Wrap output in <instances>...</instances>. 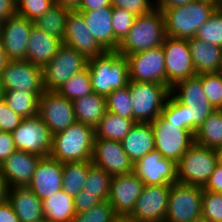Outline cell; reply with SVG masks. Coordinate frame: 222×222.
Wrapping results in <instances>:
<instances>
[{
	"instance_id": "27",
	"label": "cell",
	"mask_w": 222,
	"mask_h": 222,
	"mask_svg": "<svg viewBox=\"0 0 222 222\" xmlns=\"http://www.w3.org/2000/svg\"><path fill=\"white\" fill-rule=\"evenodd\" d=\"M129 160L134 164L155 149L154 132L150 122H136L121 141Z\"/></svg>"
},
{
	"instance_id": "34",
	"label": "cell",
	"mask_w": 222,
	"mask_h": 222,
	"mask_svg": "<svg viewBox=\"0 0 222 222\" xmlns=\"http://www.w3.org/2000/svg\"><path fill=\"white\" fill-rule=\"evenodd\" d=\"M70 11L61 5L54 4L45 14L33 21L34 26L63 41Z\"/></svg>"
},
{
	"instance_id": "17",
	"label": "cell",
	"mask_w": 222,
	"mask_h": 222,
	"mask_svg": "<svg viewBox=\"0 0 222 222\" xmlns=\"http://www.w3.org/2000/svg\"><path fill=\"white\" fill-rule=\"evenodd\" d=\"M143 187L144 183L134 172L112 176L107 201L121 219L132 213Z\"/></svg>"
},
{
	"instance_id": "39",
	"label": "cell",
	"mask_w": 222,
	"mask_h": 222,
	"mask_svg": "<svg viewBox=\"0 0 222 222\" xmlns=\"http://www.w3.org/2000/svg\"><path fill=\"white\" fill-rule=\"evenodd\" d=\"M194 38L222 48V8L213 12L209 19L198 29Z\"/></svg>"
},
{
	"instance_id": "50",
	"label": "cell",
	"mask_w": 222,
	"mask_h": 222,
	"mask_svg": "<svg viewBox=\"0 0 222 222\" xmlns=\"http://www.w3.org/2000/svg\"><path fill=\"white\" fill-rule=\"evenodd\" d=\"M203 189L222 194V166L218 163L216 164L213 173L209 177Z\"/></svg>"
},
{
	"instance_id": "5",
	"label": "cell",
	"mask_w": 222,
	"mask_h": 222,
	"mask_svg": "<svg viewBox=\"0 0 222 222\" xmlns=\"http://www.w3.org/2000/svg\"><path fill=\"white\" fill-rule=\"evenodd\" d=\"M217 8L209 3L193 1L184 6L162 11L166 36L172 38H194L198 29Z\"/></svg>"
},
{
	"instance_id": "46",
	"label": "cell",
	"mask_w": 222,
	"mask_h": 222,
	"mask_svg": "<svg viewBox=\"0 0 222 222\" xmlns=\"http://www.w3.org/2000/svg\"><path fill=\"white\" fill-rule=\"evenodd\" d=\"M154 0H111L112 7H119L134 15H145L150 13L154 6Z\"/></svg>"
},
{
	"instance_id": "20",
	"label": "cell",
	"mask_w": 222,
	"mask_h": 222,
	"mask_svg": "<svg viewBox=\"0 0 222 222\" xmlns=\"http://www.w3.org/2000/svg\"><path fill=\"white\" fill-rule=\"evenodd\" d=\"M91 162L111 176L133 172V163L120 141L94 138Z\"/></svg>"
},
{
	"instance_id": "10",
	"label": "cell",
	"mask_w": 222,
	"mask_h": 222,
	"mask_svg": "<svg viewBox=\"0 0 222 222\" xmlns=\"http://www.w3.org/2000/svg\"><path fill=\"white\" fill-rule=\"evenodd\" d=\"M203 187L171 184L165 222H193L201 219Z\"/></svg>"
},
{
	"instance_id": "21",
	"label": "cell",
	"mask_w": 222,
	"mask_h": 222,
	"mask_svg": "<svg viewBox=\"0 0 222 222\" xmlns=\"http://www.w3.org/2000/svg\"><path fill=\"white\" fill-rule=\"evenodd\" d=\"M62 43L74 48L87 59L103 55L106 52L89 31L83 15L76 10L69 12Z\"/></svg>"
},
{
	"instance_id": "33",
	"label": "cell",
	"mask_w": 222,
	"mask_h": 222,
	"mask_svg": "<svg viewBox=\"0 0 222 222\" xmlns=\"http://www.w3.org/2000/svg\"><path fill=\"white\" fill-rule=\"evenodd\" d=\"M91 161L63 163L62 190L72 198L84 188Z\"/></svg>"
},
{
	"instance_id": "37",
	"label": "cell",
	"mask_w": 222,
	"mask_h": 222,
	"mask_svg": "<svg viewBox=\"0 0 222 222\" xmlns=\"http://www.w3.org/2000/svg\"><path fill=\"white\" fill-rule=\"evenodd\" d=\"M57 92L71 101L92 94L93 89L88 67L70 77Z\"/></svg>"
},
{
	"instance_id": "28",
	"label": "cell",
	"mask_w": 222,
	"mask_h": 222,
	"mask_svg": "<svg viewBox=\"0 0 222 222\" xmlns=\"http://www.w3.org/2000/svg\"><path fill=\"white\" fill-rule=\"evenodd\" d=\"M188 44L197 74L219 71L221 47L196 38H189Z\"/></svg>"
},
{
	"instance_id": "55",
	"label": "cell",
	"mask_w": 222,
	"mask_h": 222,
	"mask_svg": "<svg viewBox=\"0 0 222 222\" xmlns=\"http://www.w3.org/2000/svg\"><path fill=\"white\" fill-rule=\"evenodd\" d=\"M81 0H55V4L61 5L71 11L77 10Z\"/></svg>"
},
{
	"instance_id": "9",
	"label": "cell",
	"mask_w": 222,
	"mask_h": 222,
	"mask_svg": "<svg viewBox=\"0 0 222 222\" xmlns=\"http://www.w3.org/2000/svg\"><path fill=\"white\" fill-rule=\"evenodd\" d=\"M88 59L62 43L55 56L43 68V85L47 91H58L75 73L87 68Z\"/></svg>"
},
{
	"instance_id": "54",
	"label": "cell",
	"mask_w": 222,
	"mask_h": 222,
	"mask_svg": "<svg viewBox=\"0 0 222 222\" xmlns=\"http://www.w3.org/2000/svg\"><path fill=\"white\" fill-rule=\"evenodd\" d=\"M193 1L194 0H154V6L162 12L165 9L184 6Z\"/></svg>"
},
{
	"instance_id": "11",
	"label": "cell",
	"mask_w": 222,
	"mask_h": 222,
	"mask_svg": "<svg viewBox=\"0 0 222 222\" xmlns=\"http://www.w3.org/2000/svg\"><path fill=\"white\" fill-rule=\"evenodd\" d=\"M17 150L49 157L52 149L53 135L41 117L22 118L20 125L12 132Z\"/></svg>"
},
{
	"instance_id": "43",
	"label": "cell",
	"mask_w": 222,
	"mask_h": 222,
	"mask_svg": "<svg viewBox=\"0 0 222 222\" xmlns=\"http://www.w3.org/2000/svg\"><path fill=\"white\" fill-rule=\"evenodd\" d=\"M201 219L222 222V194L203 189Z\"/></svg>"
},
{
	"instance_id": "1",
	"label": "cell",
	"mask_w": 222,
	"mask_h": 222,
	"mask_svg": "<svg viewBox=\"0 0 222 222\" xmlns=\"http://www.w3.org/2000/svg\"><path fill=\"white\" fill-rule=\"evenodd\" d=\"M87 67L96 94L106 97L129 83L127 58L117 51H106L103 55L88 59Z\"/></svg>"
},
{
	"instance_id": "57",
	"label": "cell",
	"mask_w": 222,
	"mask_h": 222,
	"mask_svg": "<svg viewBox=\"0 0 222 222\" xmlns=\"http://www.w3.org/2000/svg\"><path fill=\"white\" fill-rule=\"evenodd\" d=\"M7 61H8V59L6 57L5 50L3 47V41H2V38L0 35V76H1V73L6 65Z\"/></svg>"
},
{
	"instance_id": "40",
	"label": "cell",
	"mask_w": 222,
	"mask_h": 222,
	"mask_svg": "<svg viewBox=\"0 0 222 222\" xmlns=\"http://www.w3.org/2000/svg\"><path fill=\"white\" fill-rule=\"evenodd\" d=\"M120 220L109 202L103 201L87 212L75 214L70 222H119Z\"/></svg>"
},
{
	"instance_id": "24",
	"label": "cell",
	"mask_w": 222,
	"mask_h": 222,
	"mask_svg": "<svg viewBox=\"0 0 222 222\" xmlns=\"http://www.w3.org/2000/svg\"><path fill=\"white\" fill-rule=\"evenodd\" d=\"M7 200L20 222H45L43 202L28 186L8 187Z\"/></svg>"
},
{
	"instance_id": "7",
	"label": "cell",
	"mask_w": 222,
	"mask_h": 222,
	"mask_svg": "<svg viewBox=\"0 0 222 222\" xmlns=\"http://www.w3.org/2000/svg\"><path fill=\"white\" fill-rule=\"evenodd\" d=\"M217 163L216 150L194 143L177 163V182L204 187Z\"/></svg>"
},
{
	"instance_id": "51",
	"label": "cell",
	"mask_w": 222,
	"mask_h": 222,
	"mask_svg": "<svg viewBox=\"0 0 222 222\" xmlns=\"http://www.w3.org/2000/svg\"><path fill=\"white\" fill-rule=\"evenodd\" d=\"M0 222H20L8 200L0 203Z\"/></svg>"
},
{
	"instance_id": "30",
	"label": "cell",
	"mask_w": 222,
	"mask_h": 222,
	"mask_svg": "<svg viewBox=\"0 0 222 222\" xmlns=\"http://www.w3.org/2000/svg\"><path fill=\"white\" fill-rule=\"evenodd\" d=\"M42 202L45 222H70L75 215L74 198L62 189Z\"/></svg>"
},
{
	"instance_id": "47",
	"label": "cell",
	"mask_w": 222,
	"mask_h": 222,
	"mask_svg": "<svg viewBox=\"0 0 222 222\" xmlns=\"http://www.w3.org/2000/svg\"><path fill=\"white\" fill-rule=\"evenodd\" d=\"M22 117L15 113L6 102L0 100V127L1 131L13 132L21 123Z\"/></svg>"
},
{
	"instance_id": "41",
	"label": "cell",
	"mask_w": 222,
	"mask_h": 222,
	"mask_svg": "<svg viewBox=\"0 0 222 222\" xmlns=\"http://www.w3.org/2000/svg\"><path fill=\"white\" fill-rule=\"evenodd\" d=\"M136 15L119 7H113L112 26L114 32V51L132 28Z\"/></svg>"
},
{
	"instance_id": "48",
	"label": "cell",
	"mask_w": 222,
	"mask_h": 222,
	"mask_svg": "<svg viewBox=\"0 0 222 222\" xmlns=\"http://www.w3.org/2000/svg\"><path fill=\"white\" fill-rule=\"evenodd\" d=\"M75 202V214L84 213L96 206L101 201L95 196L90 195L84 189H82L74 198Z\"/></svg>"
},
{
	"instance_id": "6",
	"label": "cell",
	"mask_w": 222,
	"mask_h": 222,
	"mask_svg": "<svg viewBox=\"0 0 222 222\" xmlns=\"http://www.w3.org/2000/svg\"><path fill=\"white\" fill-rule=\"evenodd\" d=\"M133 117L135 122H152L170 97V88L164 84L129 81Z\"/></svg>"
},
{
	"instance_id": "22",
	"label": "cell",
	"mask_w": 222,
	"mask_h": 222,
	"mask_svg": "<svg viewBox=\"0 0 222 222\" xmlns=\"http://www.w3.org/2000/svg\"><path fill=\"white\" fill-rule=\"evenodd\" d=\"M63 163L49 157L39 160L28 187L43 201L62 189Z\"/></svg>"
},
{
	"instance_id": "63",
	"label": "cell",
	"mask_w": 222,
	"mask_h": 222,
	"mask_svg": "<svg viewBox=\"0 0 222 222\" xmlns=\"http://www.w3.org/2000/svg\"><path fill=\"white\" fill-rule=\"evenodd\" d=\"M119 222H129L126 219H121Z\"/></svg>"
},
{
	"instance_id": "23",
	"label": "cell",
	"mask_w": 222,
	"mask_h": 222,
	"mask_svg": "<svg viewBox=\"0 0 222 222\" xmlns=\"http://www.w3.org/2000/svg\"><path fill=\"white\" fill-rule=\"evenodd\" d=\"M41 157L16 150L1 165L0 174L8 187L28 186Z\"/></svg>"
},
{
	"instance_id": "32",
	"label": "cell",
	"mask_w": 222,
	"mask_h": 222,
	"mask_svg": "<svg viewBox=\"0 0 222 222\" xmlns=\"http://www.w3.org/2000/svg\"><path fill=\"white\" fill-rule=\"evenodd\" d=\"M195 143L210 149L222 148V111L215 109L195 132Z\"/></svg>"
},
{
	"instance_id": "29",
	"label": "cell",
	"mask_w": 222,
	"mask_h": 222,
	"mask_svg": "<svg viewBox=\"0 0 222 222\" xmlns=\"http://www.w3.org/2000/svg\"><path fill=\"white\" fill-rule=\"evenodd\" d=\"M72 102L76 121L94 129L107 112L106 97L94 92Z\"/></svg>"
},
{
	"instance_id": "14",
	"label": "cell",
	"mask_w": 222,
	"mask_h": 222,
	"mask_svg": "<svg viewBox=\"0 0 222 222\" xmlns=\"http://www.w3.org/2000/svg\"><path fill=\"white\" fill-rule=\"evenodd\" d=\"M3 91L23 90L42 94L43 70L25 60H8L0 76Z\"/></svg>"
},
{
	"instance_id": "56",
	"label": "cell",
	"mask_w": 222,
	"mask_h": 222,
	"mask_svg": "<svg viewBox=\"0 0 222 222\" xmlns=\"http://www.w3.org/2000/svg\"><path fill=\"white\" fill-rule=\"evenodd\" d=\"M8 197V185L5 179L0 174V203L7 200Z\"/></svg>"
},
{
	"instance_id": "45",
	"label": "cell",
	"mask_w": 222,
	"mask_h": 222,
	"mask_svg": "<svg viewBox=\"0 0 222 222\" xmlns=\"http://www.w3.org/2000/svg\"><path fill=\"white\" fill-rule=\"evenodd\" d=\"M161 116L168 123L179 125V128H190L186 124L183 108L171 96L166 100Z\"/></svg>"
},
{
	"instance_id": "49",
	"label": "cell",
	"mask_w": 222,
	"mask_h": 222,
	"mask_svg": "<svg viewBox=\"0 0 222 222\" xmlns=\"http://www.w3.org/2000/svg\"><path fill=\"white\" fill-rule=\"evenodd\" d=\"M16 150L12 133L0 131V165Z\"/></svg>"
},
{
	"instance_id": "31",
	"label": "cell",
	"mask_w": 222,
	"mask_h": 222,
	"mask_svg": "<svg viewBox=\"0 0 222 222\" xmlns=\"http://www.w3.org/2000/svg\"><path fill=\"white\" fill-rule=\"evenodd\" d=\"M136 122L107 111L95 128V138L122 141Z\"/></svg>"
},
{
	"instance_id": "42",
	"label": "cell",
	"mask_w": 222,
	"mask_h": 222,
	"mask_svg": "<svg viewBox=\"0 0 222 222\" xmlns=\"http://www.w3.org/2000/svg\"><path fill=\"white\" fill-rule=\"evenodd\" d=\"M202 88L215 109L222 106V74L220 72L202 73Z\"/></svg>"
},
{
	"instance_id": "26",
	"label": "cell",
	"mask_w": 222,
	"mask_h": 222,
	"mask_svg": "<svg viewBox=\"0 0 222 222\" xmlns=\"http://www.w3.org/2000/svg\"><path fill=\"white\" fill-rule=\"evenodd\" d=\"M62 41L32 26L25 61L43 68L57 53Z\"/></svg>"
},
{
	"instance_id": "4",
	"label": "cell",
	"mask_w": 222,
	"mask_h": 222,
	"mask_svg": "<svg viewBox=\"0 0 222 222\" xmlns=\"http://www.w3.org/2000/svg\"><path fill=\"white\" fill-rule=\"evenodd\" d=\"M170 96L183 108L186 124L196 132L215 110L201 84V74L176 83Z\"/></svg>"
},
{
	"instance_id": "44",
	"label": "cell",
	"mask_w": 222,
	"mask_h": 222,
	"mask_svg": "<svg viewBox=\"0 0 222 222\" xmlns=\"http://www.w3.org/2000/svg\"><path fill=\"white\" fill-rule=\"evenodd\" d=\"M54 4L55 0H16V10L18 15L35 21L54 6Z\"/></svg>"
},
{
	"instance_id": "53",
	"label": "cell",
	"mask_w": 222,
	"mask_h": 222,
	"mask_svg": "<svg viewBox=\"0 0 222 222\" xmlns=\"http://www.w3.org/2000/svg\"><path fill=\"white\" fill-rule=\"evenodd\" d=\"M108 6H112L111 0H81L76 11L97 10Z\"/></svg>"
},
{
	"instance_id": "62",
	"label": "cell",
	"mask_w": 222,
	"mask_h": 222,
	"mask_svg": "<svg viewBox=\"0 0 222 222\" xmlns=\"http://www.w3.org/2000/svg\"><path fill=\"white\" fill-rule=\"evenodd\" d=\"M193 222H208V221L204 220V219H199V220H196V221H193Z\"/></svg>"
},
{
	"instance_id": "13",
	"label": "cell",
	"mask_w": 222,
	"mask_h": 222,
	"mask_svg": "<svg viewBox=\"0 0 222 222\" xmlns=\"http://www.w3.org/2000/svg\"><path fill=\"white\" fill-rule=\"evenodd\" d=\"M129 81L166 85L165 57L162 45L126 56Z\"/></svg>"
},
{
	"instance_id": "36",
	"label": "cell",
	"mask_w": 222,
	"mask_h": 222,
	"mask_svg": "<svg viewBox=\"0 0 222 222\" xmlns=\"http://www.w3.org/2000/svg\"><path fill=\"white\" fill-rule=\"evenodd\" d=\"M112 176L102 168L92 164L89 167L84 190L90 195H95L101 202L107 201L110 193Z\"/></svg>"
},
{
	"instance_id": "60",
	"label": "cell",
	"mask_w": 222,
	"mask_h": 222,
	"mask_svg": "<svg viewBox=\"0 0 222 222\" xmlns=\"http://www.w3.org/2000/svg\"><path fill=\"white\" fill-rule=\"evenodd\" d=\"M3 88H2V84H1V80H0V100L3 99Z\"/></svg>"
},
{
	"instance_id": "25",
	"label": "cell",
	"mask_w": 222,
	"mask_h": 222,
	"mask_svg": "<svg viewBox=\"0 0 222 222\" xmlns=\"http://www.w3.org/2000/svg\"><path fill=\"white\" fill-rule=\"evenodd\" d=\"M78 12L83 15L86 26L100 46L105 51H114L113 7Z\"/></svg>"
},
{
	"instance_id": "61",
	"label": "cell",
	"mask_w": 222,
	"mask_h": 222,
	"mask_svg": "<svg viewBox=\"0 0 222 222\" xmlns=\"http://www.w3.org/2000/svg\"><path fill=\"white\" fill-rule=\"evenodd\" d=\"M222 74V50H221V60H220V66H219V71Z\"/></svg>"
},
{
	"instance_id": "15",
	"label": "cell",
	"mask_w": 222,
	"mask_h": 222,
	"mask_svg": "<svg viewBox=\"0 0 222 222\" xmlns=\"http://www.w3.org/2000/svg\"><path fill=\"white\" fill-rule=\"evenodd\" d=\"M171 184L144 185L129 222H165Z\"/></svg>"
},
{
	"instance_id": "12",
	"label": "cell",
	"mask_w": 222,
	"mask_h": 222,
	"mask_svg": "<svg viewBox=\"0 0 222 222\" xmlns=\"http://www.w3.org/2000/svg\"><path fill=\"white\" fill-rule=\"evenodd\" d=\"M162 47L165 57L166 85L170 89L176 83L197 75L188 39L166 36Z\"/></svg>"
},
{
	"instance_id": "58",
	"label": "cell",
	"mask_w": 222,
	"mask_h": 222,
	"mask_svg": "<svg viewBox=\"0 0 222 222\" xmlns=\"http://www.w3.org/2000/svg\"><path fill=\"white\" fill-rule=\"evenodd\" d=\"M194 1L206 2L215 6L217 9L221 8V0H194Z\"/></svg>"
},
{
	"instance_id": "3",
	"label": "cell",
	"mask_w": 222,
	"mask_h": 222,
	"mask_svg": "<svg viewBox=\"0 0 222 222\" xmlns=\"http://www.w3.org/2000/svg\"><path fill=\"white\" fill-rule=\"evenodd\" d=\"M166 38L163 13L153 9L150 13L136 16L134 24L117 52L123 56L147 51L163 44Z\"/></svg>"
},
{
	"instance_id": "19",
	"label": "cell",
	"mask_w": 222,
	"mask_h": 222,
	"mask_svg": "<svg viewBox=\"0 0 222 222\" xmlns=\"http://www.w3.org/2000/svg\"><path fill=\"white\" fill-rule=\"evenodd\" d=\"M33 21L15 14L1 22L0 35L8 60H25Z\"/></svg>"
},
{
	"instance_id": "35",
	"label": "cell",
	"mask_w": 222,
	"mask_h": 222,
	"mask_svg": "<svg viewBox=\"0 0 222 222\" xmlns=\"http://www.w3.org/2000/svg\"><path fill=\"white\" fill-rule=\"evenodd\" d=\"M31 91L11 90L4 91L3 100L15 113L22 118L36 116L38 114L39 97Z\"/></svg>"
},
{
	"instance_id": "16",
	"label": "cell",
	"mask_w": 222,
	"mask_h": 222,
	"mask_svg": "<svg viewBox=\"0 0 222 222\" xmlns=\"http://www.w3.org/2000/svg\"><path fill=\"white\" fill-rule=\"evenodd\" d=\"M38 115L52 135L64 131L76 122L73 102L57 91L45 90L40 95Z\"/></svg>"
},
{
	"instance_id": "52",
	"label": "cell",
	"mask_w": 222,
	"mask_h": 222,
	"mask_svg": "<svg viewBox=\"0 0 222 222\" xmlns=\"http://www.w3.org/2000/svg\"><path fill=\"white\" fill-rule=\"evenodd\" d=\"M17 14L16 0H0V21L4 22L9 17Z\"/></svg>"
},
{
	"instance_id": "59",
	"label": "cell",
	"mask_w": 222,
	"mask_h": 222,
	"mask_svg": "<svg viewBox=\"0 0 222 222\" xmlns=\"http://www.w3.org/2000/svg\"><path fill=\"white\" fill-rule=\"evenodd\" d=\"M217 154V162L220 166H222V148L216 149Z\"/></svg>"
},
{
	"instance_id": "18",
	"label": "cell",
	"mask_w": 222,
	"mask_h": 222,
	"mask_svg": "<svg viewBox=\"0 0 222 222\" xmlns=\"http://www.w3.org/2000/svg\"><path fill=\"white\" fill-rule=\"evenodd\" d=\"M133 172L144 185H166L177 182V164L154 149L133 164Z\"/></svg>"
},
{
	"instance_id": "38",
	"label": "cell",
	"mask_w": 222,
	"mask_h": 222,
	"mask_svg": "<svg viewBox=\"0 0 222 222\" xmlns=\"http://www.w3.org/2000/svg\"><path fill=\"white\" fill-rule=\"evenodd\" d=\"M107 111L134 120L129 83L126 87L113 90L106 96Z\"/></svg>"
},
{
	"instance_id": "2",
	"label": "cell",
	"mask_w": 222,
	"mask_h": 222,
	"mask_svg": "<svg viewBox=\"0 0 222 222\" xmlns=\"http://www.w3.org/2000/svg\"><path fill=\"white\" fill-rule=\"evenodd\" d=\"M94 138V128L76 121L53 135L50 157L60 163L91 161Z\"/></svg>"
},
{
	"instance_id": "8",
	"label": "cell",
	"mask_w": 222,
	"mask_h": 222,
	"mask_svg": "<svg viewBox=\"0 0 222 222\" xmlns=\"http://www.w3.org/2000/svg\"><path fill=\"white\" fill-rule=\"evenodd\" d=\"M155 149L166 159L180 161L185 152L195 143V132L191 128H179L168 123L161 115L151 122Z\"/></svg>"
}]
</instances>
